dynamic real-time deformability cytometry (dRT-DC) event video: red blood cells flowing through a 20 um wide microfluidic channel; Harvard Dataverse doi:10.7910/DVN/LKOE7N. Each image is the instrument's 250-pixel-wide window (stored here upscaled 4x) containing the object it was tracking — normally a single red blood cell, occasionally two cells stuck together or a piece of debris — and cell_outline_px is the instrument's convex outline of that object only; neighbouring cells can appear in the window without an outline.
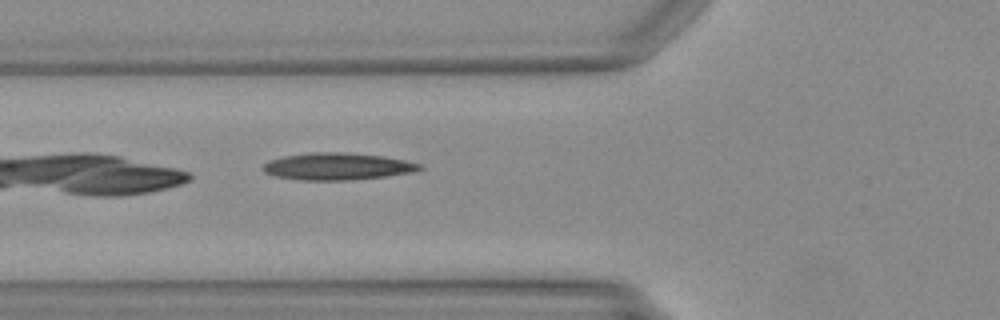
{"species": "Egyptian fruit bat (a non-hibernating species)", "species_latin": "Rousettus aegyptiacus", "temperature_condition": "warm", "stored_images_in_passage": 35, "camera_frame_rate_fps": 3000, "um_per_image_px": 0.085, "animal": {"sex": "female"}, "frame": {"image": 1, "passage_image": 4, "time_ms": 1.0, "image_size_px": [1000, 320], "cell_outline_px": [[424, 168], [416, 172], [384, 176], [348, 180], [300, 180], [272, 176], [264, 172], [260, 168], [268, 160], [284, 156], [308, 152], [348, 152], [384, 156], [424, 164]], "centroid_in_image_um": [28.67, 14.14], "position_along_channel_um": 97.1, "area_um2": 25.09}}
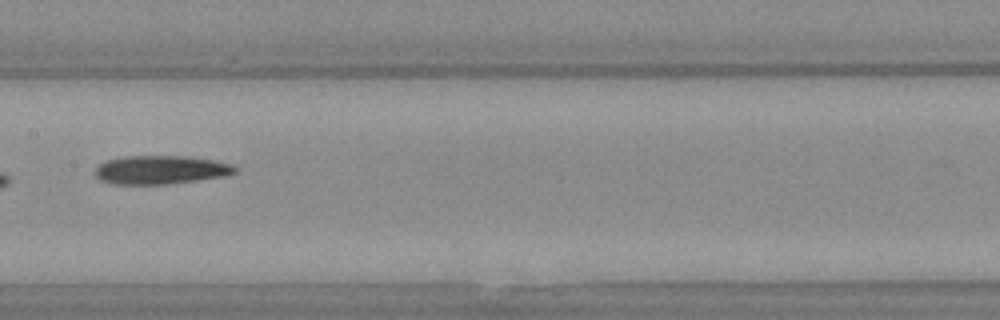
{"frame": {"image": 2, "passage_image": 11, "time_ms": 3.333, "image_size_px": [1000, 320], "cell_outline_px": [[236, 172], [228, 176], [164, 184], [116, 184], [100, 180], [96, 176], [96, 168], [100, 164], [108, 160], [124, 156], [188, 156], [212, 160], [228, 164], [236, 168]], "centroid_in_image_um": [13.65, 14.43], "position_along_channel_um": 193.7, "area_um2": 23.0}}
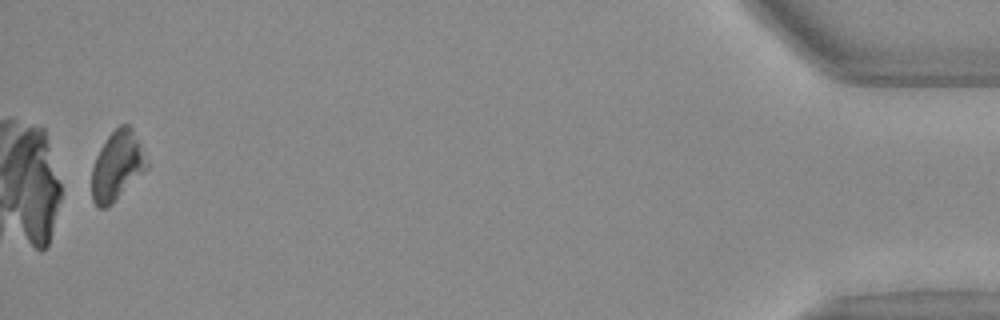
{"frame": {"image": 3, "passage_image": 34, "time_ms": 11.0, "image_size_px": [1000, 320], "cell_outline_px": [[148, 168], [112, 204], [104, 208], [100, 208], [92, 200], [92, 168], [96, 156], [100, 148], [108, 136], [120, 124], [128, 124], [132, 128], [148, 160]], "centroid_in_image_um": [9.96, 14.09], "position_along_channel_um": 425.2, "area_um2": 22.08}}